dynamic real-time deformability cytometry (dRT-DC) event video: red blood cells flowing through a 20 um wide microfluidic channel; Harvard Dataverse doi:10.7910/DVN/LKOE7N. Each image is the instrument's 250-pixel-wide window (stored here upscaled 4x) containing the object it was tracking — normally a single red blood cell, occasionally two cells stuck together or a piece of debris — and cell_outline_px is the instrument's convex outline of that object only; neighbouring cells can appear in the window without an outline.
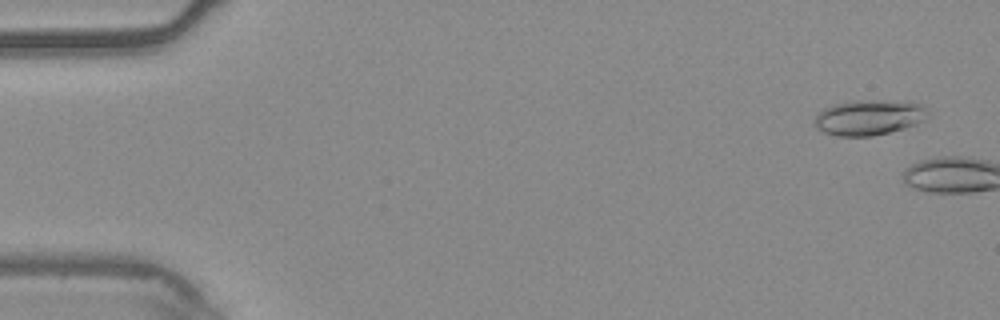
{"species": "common noctule bat (a hibernating species)", "species_latin": "Nyctalus noctula", "temperature_condition": "warm", "stored_images_in_passage": 5, "camera_frame_rate_fps": 3000, "um_per_image_px": 0.085, "animal": {"sex": "male", "body_mass_g": 20.4}, "frame": {"image": 1, "passage_image": 3, "time_ms": 0.667, "image_size_px": [1000, 320], "cell_outline_px": [[928, 116], [924, 120], [916, 124], [904, 128], [872, 136], [836, 136], [824, 132], [816, 128], [816, 112], [832, 104], [856, 100], [912, 100], [920, 104], [928, 112]], "centroid_in_image_um": [73.88, 9.96], "position_along_channel_um": 11.1, "area_um2": 23.64}}